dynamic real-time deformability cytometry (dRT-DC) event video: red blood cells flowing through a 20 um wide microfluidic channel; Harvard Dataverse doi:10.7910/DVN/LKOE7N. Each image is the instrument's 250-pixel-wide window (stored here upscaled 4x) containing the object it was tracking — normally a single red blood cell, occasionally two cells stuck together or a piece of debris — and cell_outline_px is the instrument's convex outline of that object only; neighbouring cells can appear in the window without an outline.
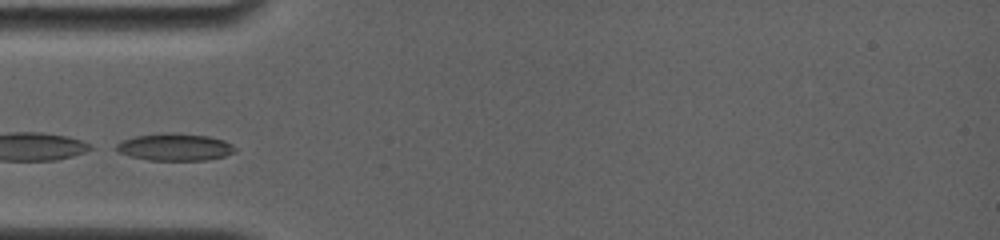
{"species": "common noctule bat (a hibernating species)", "species_latin": "Nyctalus noctula", "temperature_condition": "room temperature", "stored_images_in_passage": 30, "camera_frame_rate_fps": 4000, "um_per_image_px": 0.085, "animal": {"sex": "female", "body_mass_g": 19.0, "forearm_length_mm": 56.7}, "frame": {"image": 1, "passage_image": 1, "time_ms": 0.0, "image_size_px": [1000, 240], "cell_outline_px": [[236, 148], [232, 152], [224, 156], [208, 160], [148, 160], [132, 156], [120, 152], [112, 148], [120, 140], [136, 136], [160, 132], [168, 132], [208, 136], [224, 140], [232, 144]], "centroid_in_image_um": [14.82, 12.49], "position_along_channel_um": 70.2, "area_um2": 18.9}}